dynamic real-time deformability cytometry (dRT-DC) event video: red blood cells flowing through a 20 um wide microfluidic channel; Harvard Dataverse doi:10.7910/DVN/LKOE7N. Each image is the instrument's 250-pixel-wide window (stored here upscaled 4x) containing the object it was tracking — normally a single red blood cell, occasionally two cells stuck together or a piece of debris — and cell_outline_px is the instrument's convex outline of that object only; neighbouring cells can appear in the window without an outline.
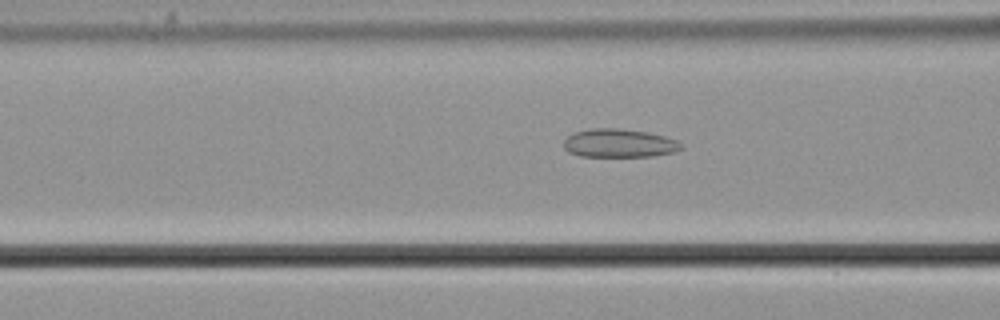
{"species": "common noctule bat (a hibernating species)", "species_latin": "Nyctalus noctula", "temperature_condition": "cold", "stored_images_in_passage": 55, "camera_frame_rate_fps": 3000, "um_per_image_px": 0.085, "animal": {"sex": "male", "body_mass_g": 21.5, "forearm_length_mm": 52.0}, "frame": {"image": 1, "passage_image": 22, "time_ms": 7.0, "image_size_px": [1000, 320], "cell_outline_px": [[680, 148], [676, 152], [652, 156], [580, 156], [568, 152], [564, 148], [564, 140], [572, 132], [592, 128], [616, 128], [648, 132], [664, 136], [676, 140], [680, 144]], "centroid_in_image_um": [52.58, 12.17], "position_along_channel_um": 114.0, "area_um2": 19.42}}
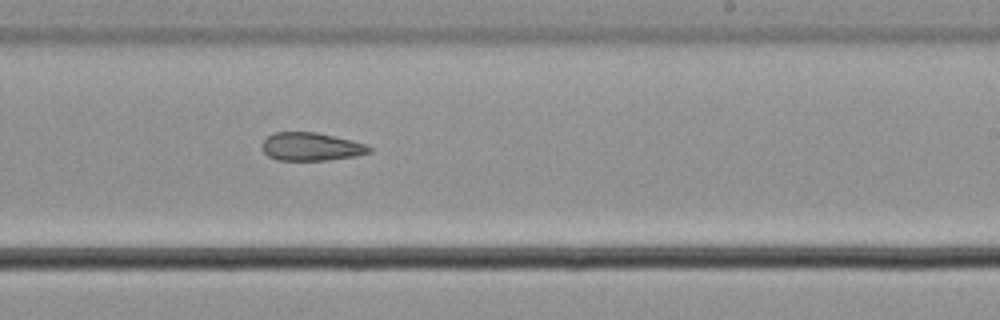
{"frame": {"image": 2, "passage_image": 34, "time_ms": 11.0, "image_size_px": [1000, 320], "cell_outline_px": [[372, 152], [356, 156], [328, 160], [276, 160], [268, 156], [264, 152], [260, 144], [272, 132], [316, 132], [352, 140], [368, 144], [372, 148]], "centroid_in_image_um": [26.45, 12.46], "position_along_channel_um": 262.5, "area_um2": 17.8}}
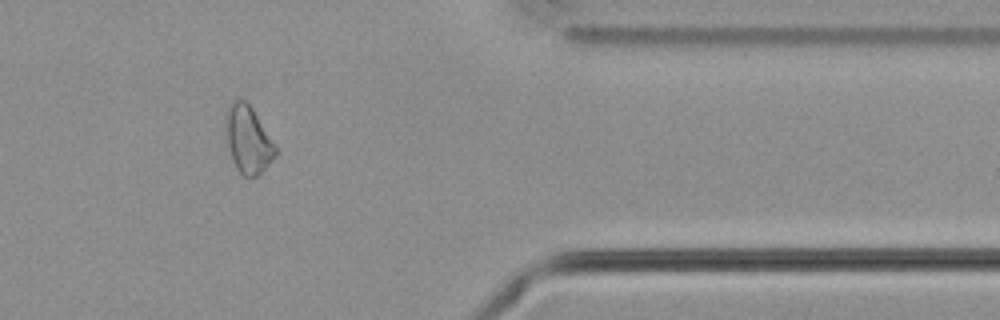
{"frame": {"image": 3, "passage_image": 46, "time_ms": 15.0, "image_size_px": [1000, 320], "cell_outline_px": [[276, 156], [256, 176], [244, 176], [236, 168], [232, 160], [228, 148], [224, 128], [224, 112], [228, 104], [232, 100], [244, 100], [252, 108], [276, 144]], "centroid_in_image_um": [21.04, 11.81], "position_along_channel_um": 390.4, "area_um2": 19.77}, "authors_computed_cell_mechanics": {"area_um2": 20.519, "velocity_mm_per_s": 3.7152, "shape_relaxation_time_tau1_ms": null, "shape_relaxation_time_tau2_ms": 7.8975, "deformation_change_tau1": null, "deformation_change_tau2": 0.1485}}